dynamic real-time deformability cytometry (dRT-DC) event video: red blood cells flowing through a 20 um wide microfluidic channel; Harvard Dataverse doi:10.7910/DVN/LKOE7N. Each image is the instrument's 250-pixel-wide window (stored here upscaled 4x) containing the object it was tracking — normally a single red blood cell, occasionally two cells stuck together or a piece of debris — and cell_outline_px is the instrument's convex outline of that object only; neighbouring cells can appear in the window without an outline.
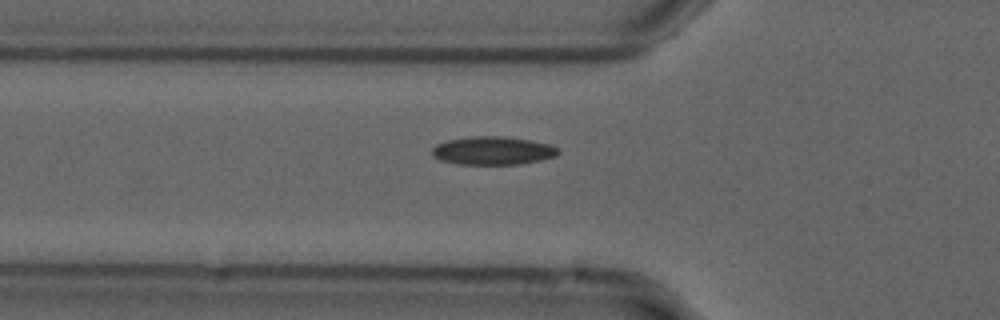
{"species": "common noctule bat (a hibernating species)", "species_latin": "Nyctalus noctula", "temperature_condition": "cold", "stored_images_in_passage": 35, "camera_frame_rate_fps": 3000, "um_per_image_px": 0.085, "animal": {"sex": "male", "forearm_length_mm": 52.5}, "frame": {"image": 1, "passage_image": 6, "time_ms": 1.667, "image_size_px": [1000, 320], "cell_outline_px": [[560, 152], [556, 156], [540, 160], [520, 164], [460, 164], [440, 160], [432, 156], [432, 148], [436, 144], [448, 140], [472, 136], [504, 136], [532, 140], [548, 144], [560, 148]], "centroid_in_image_um": [41.91, 12.8], "position_along_channel_um": 83.9, "area_um2": 20.87}}
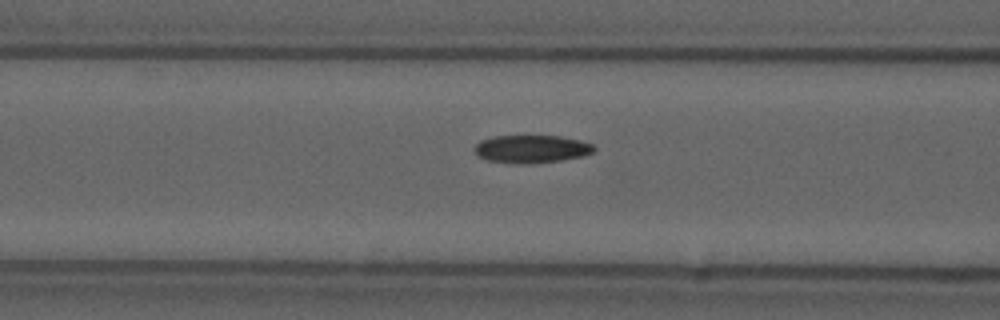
{"frame": {"image": 2, "passage_image": 9, "time_ms": 2.667, "image_size_px": [1000, 320], "cell_outline_px": [[596, 148], [592, 152], [584, 156], [560, 160], [524, 164], [512, 164], [484, 160], [476, 152], [476, 144], [480, 140], [496, 136], [560, 136], [580, 140], [592, 144]], "centroid_in_image_um": [45.18, 12.67], "position_along_channel_um": 121.4, "area_um2": 19.36}}
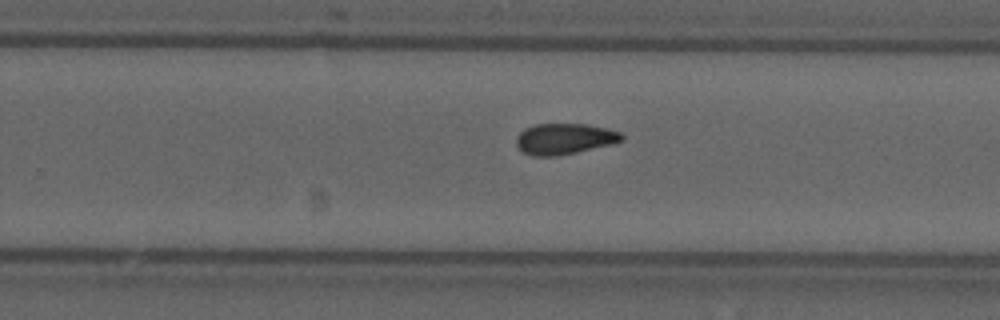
{"frame": {"image": 3, "passage_image": 22, "time_ms": 7.0, "image_size_px": [1000, 320], "cell_outline_px": [[624, 140], [612, 144], [576, 152], [556, 156], [532, 156], [524, 152], [516, 144], [516, 136], [524, 128], [536, 124], [588, 124], [620, 132], [624, 136]], "centroid_in_image_um": [47.97, 11.8], "position_along_channel_um": 281.8, "area_um2": 18.96}}